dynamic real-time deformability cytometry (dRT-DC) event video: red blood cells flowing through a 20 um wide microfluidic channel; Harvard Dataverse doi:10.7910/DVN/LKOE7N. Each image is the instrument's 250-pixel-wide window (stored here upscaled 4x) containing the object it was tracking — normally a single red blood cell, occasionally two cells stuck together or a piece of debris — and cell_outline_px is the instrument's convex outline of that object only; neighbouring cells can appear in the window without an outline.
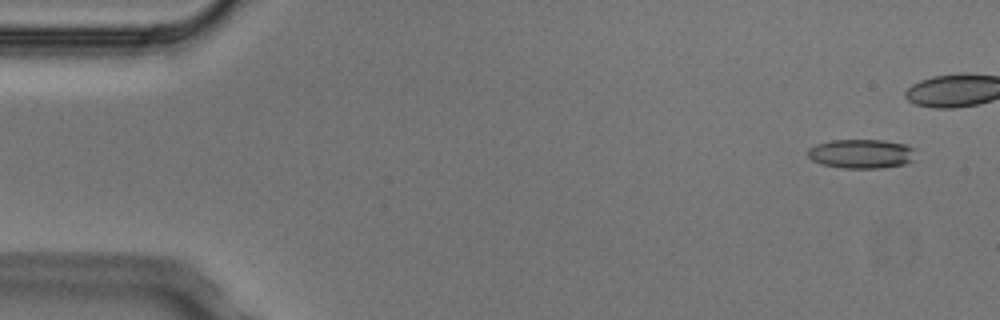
{"species": "Egyptian fruit bat (a non-hibernating species)", "species_latin": "Rousettus aegyptiacus", "temperature_condition": "cold", "stored_images_in_passage": 4, "camera_frame_rate_fps": 3000, "um_per_image_px": 0.085, "animal": {"sex": "male"}, "frame": {"image": 1, "passage_image": 1, "time_ms": 0.0, "image_size_px": [1000, 320], "cell_outline_px": [[912, 160], [908, 164], [880, 168], [844, 168], [820, 164], [812, 160], [808, 156], [808, 148], [816, 144], [832, 140], [884, 140], [904, 144], [912, 148]], "centroid_in_image_um": [73.17, 13.07], "position_along_channel_um": 11.8, "area_um2": 18.26}}